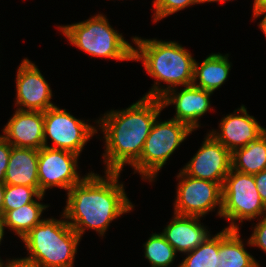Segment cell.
Listing matches in <instances>:
<instances>
[{
  "label": "cell",
  "instance_id": "obj_1",
  "mask_svg": "<svg viewBox=\"0 0 266 267\" xmlns=\"http://www.w3.org/2000/svg\"><path fill=\"white\" fill-rule=\"evenodd\" d=\"M105 174L106 177H101L88 173L67 192V205L62 216L80 237L86 228L103 236L113 219L134 207L124 192L123 184L118 183L120 172Z\"/></svg>",
  "mask_w": 266,
  "mask_h": 267
},
{
  "label": "cell",
  "instance_id": "obj_2",
  "mask_svg": "<svg viewBox=\"0 0 266 267\" xmlns=\"http://www.w3.org/2000/svg\"><path fill=\"white\" fill-rule=\"evenodd\" d=\"M162 109L160 98L143 96L127 109L111 110L97 120L99 129L105 134V172H121L124 165L133 166L139 160Z\"/></svg>",
  "mask_w": 266,
  "mask_h": 267
},
{
  "label": "cell",
  "instance_id": "obj_3",
  "mask_svg": "<svg viewBox=\"0 0 266 267\" xmlns=\"http://www.w3.org/2000/svg\"><path fill=\"white\" fill-rule=\"evenodd\" d=\"M133 41L138 47L134 48L133 60H142L146 71L156 79L145 97L160 98L178 85H192L195 59L179 43L141 37H133ZM159 81L167 83L168 87L159 88Z\"/></svg>",
  "mask_w": 266,
  "mask_h": 267
},
{
  "label": "cell",
  "instance_id": "obj_4",
  "mask_svg": "<svg viewBox=\"0 0 266 267\" xmlns=\"http://www.w3.org/2000/svg\"><path fill=\"white\" fill-rule=\"evenodd\" d=\"M80 239L66 219H44L22 237L30 253L25 259L42 267H73Z\"/></svg>",
  "mask_w": 266,
  "mask_h": 267
},
{
  "label": "cell",
  "instance_id": "obj_5",
  "mask_svg": "<svg viewBox=\"0 0 266 267\" xmlns=\"http://www.w3.org/2000/svg\"><path fill=\"white\" fill-rule=\"evenodd\" d=\"M71 44L94 57L133 60L134 47L124 40L102 14L87 21L59 26Z\"/></svg>",
  "mask_w": 266,
  "mask_h": 267
},
{
  "label": "cell",
  "instance_id": "obj_6",
  "mask_svg": "<svg viewBox=\"0 0 266 267\" xmlns=\"http://www.w3.org/2000/svg\"><path fill=\"white\" fill-rule=\"evenodd\" d=\"M190 133L192 130L186 124L175 119L164 122L155 120L141 156L132 167L143 179L152 182L168 158Z\"/></svg>",
  "mask_w": 266,
  "mask_h": 267
},
{
  "label": "cell",
  "instance_id": "obj_7",
  "mask_svg": "<svg viewBox=\"0 0 266 267\" xmlns=\"http://www.w3.org/2000/svg\"><path fill=\"white\" fill-rule=\"evenodd\" d=\"M266 214L254 175L231 169L222 185L221 217L231 221L227 229H239L235 221L253 220Z\"/></svg>",
  "mask_w": 266,
  "mask_h": 267
},
{
  "label": "cell",
  "instance_id": "obj_8",
  "mask_svg": "<svg viewBox=\"0 0 266 267\" xmlns=\"http://www.w3.org/2000/svg\"><path fill=\"white\" fill-rule=\"evenodd\" d=\"M44 146L63 149L78 155L86 142L97 133L95 126L76 119L65 109L57 106L50 107L44 112ZM47 137L51 138L55 146L47 145Z\"/></svg>",
  "mask_w": 266,
  "mask_h": 267
},
{
  "label": "cell",
  "instance_id": "obj_9",
  "mask_svg": "<svg viewBox=\"0 0 266 267\" xmlns=\"http://www.w3.org/2000/svg\"><path fill=\"white\" fill-rule=\"evenodd\" d=\"M177 178L180 180L174 204L175 214L203 217L218 205V215H221L222 186L219 183L190 177L182 170Z\"/></svg>",
  "mask_w": 266,
  "mask_h": 267
},
{
  "label": "cell",
  "instance_id": "obj_10",
  "mask_svg": "<svg viewBox=\"0 0 266 267\" xmlns=\"http://www.w3.org/2000/svg\"><path fill=\"white\" fill-rule=\"evenodd\" d=\"M78 154L50 147L39 149L38 156V179L39 192L53 186L69 191L71 187L79 184L84 177H80L77 169Z\"/></svg>",
  "mask_w": 266,
  "mask_h": 267
},
{
  "label": "cell",
  "instance_id": "obj_11",
  "mask_svg": "<svg viewBox=\"0 0 266 267\" xmlns=\"http://www.w3.org/2000/svg\"><path fill=\"white\" fill-rule=\"evenodd\" d=\"M231 170V152L210 133L202 146L182 171L193 178L208 180L223 185Z\"/></svg>",
  "mask_w": 266,
  "mask_h": 267
},
{
  "label": "cell",
  "instance_id": "obj_12",
  "mask_svg": "<svg viewBox=\"0 0 266 267\" xmlns=\"http://www.w3.org/2000/svg\"><path fill=\"white\" fill-rule=\"evenodd\" d=\"M16 77V106H21L17 109L45 112L55 106L50 101L52 90L34 63L24 58Z\"/></svg>",
  "mask_w": 266,
  "mask_h": 267
},
{
  "label": "cell",
  "instance_id": "obj_13",
  "mask_svg": "<svg viewBox=\"0 0 266 267\" xmlns=\"http://www.w3.org/2000/svg\"><path fill=\"white\" fill-rule=\"evenodd\" d=\"M212 93L189 85L180 92H176V88L170 89L160 97V100L163 108L169 104H174L176 114L172 119L186 124L193 131L200 126L199 118L210 109Z\"/></svg>",
  "mask_w": 266,
  "mask_h": 267
},
{
  "label": "cell",
  "instance_id": "obj_14",
  "mask_svg": "<svg viewBox=\"0 0 266 267\" xmlns=\"http://www.w3.org/2000/svg\"><path fill=\"white\" fill-rule=\"evenodd\" d=\"M246 109L242 105L234 111V114L226 115L219 124L220 133L214 130L210 132L231 153L257 140L266 132V129L260 126L257 120L247 113Z\"/></svg>",
  "mask_w": 266,
  "mask_h": 267
},
{
  "label": "cell",
  "instance_id": "obj_15",
  "mask_svg": "<svg viewBox=\"0 0 266 267\" xmlns=\"http://www.w3.org/2000/svg\"><path fill=\"white\" fill-rule=\"evenodd\" d=\"M44 112L17 109L4 127L2 137L14 147H44Z\"/></svg>",
  "mask_w": 266,
  "mask_h": 267
},
{
  "label": "cell",
  "instance_id": "obj_16",
  "mask_svg": "<svg viewBox=\"0 0 266 267\" xmlns=\"http://www.w3.org/2000/svg\"><path fill=\"white\" fill-rule=\"evenodd\" d=\"M200 218L174 213L173 220L161 234L176 252L188 253L210 237L209 231L199 222Z\"/></svg>",
  "mask_w": 266,
  "mask_h": 267
},
{
  "label": "cell",
  "instance_id": "obj_17",
  "mask_svg": "<svg viewBox=\"0 0 266 267\" xmlns=\"http://www.w3.org/2000/svg\"><path fill=\"white\" fill-rule=\"evenodd\" d=\"M38 156L37 149L12 146L4 184L30 186L39 191Z\"/></svg>",
  "mask_w": 266,
  "mask_h": 267
},
{
  "label": "cell",
  "instance_id": "obj_18",
  "mask_svg": "<svg viewBox=\"0 0 266 267\" xmlns=\"http://www.w3.org/2000/svg\"><path fill=\"white\" fill-rule=\"evenodd\" d=\"M217 267H260L244 248L239 229H223L219 232Z\"/></svg>",
  "mask_w": 266,
  "mask_h": 267
},
{
  "label": "cell",
  "instance_id": "obj_19",
  "mask_svg": "<svg viewBox=\"0 0 266 267\" xmlns=\"http://www.w3.org/2000/svg\"><path fill=\"white\" fill-rule=\"evenodd\" d=\"M230 68L228 54L224 56L220 53H212L200 66L195 60L192 85L214 92L227 80Z\"/></svg>",
  "mask_w": 266,
  "mask_h": 267
},
{
  "label": "cell",
  "instance_id": "obj_20",
  "mask_svg": "<svg viewBox=\"0 0 266 267\" xmlns=\"http://www.w3.org/2000/svg\"><path fill=\"white\" fill-rule=\"evenodd\" d=\"M231 169L252 175L266 170V132L231 153Z\"/></svg>",
  "mask_w": 266,
  "mask_h": 267
},
{
  "label": "cell",
  "instance_id": "obj_21",
  "mask_svg": "<svg viewBox=\"0 0 266 267\" xmlns=\"http://www.w3.org/2000/svg\"><path fill=\"white\" fill-rule=\"evenodd\" d=\"M46 208L48 205L35 200L18 209L7 211L3 216L4 224L22 239L32 228L44 220L40 217Z\"/></svg>",
  "mask_w": 266,
  "mask_h": 267
},
{
  "label": "cell",
  "instance_id": "obj_22",
  "mask_svg": "<svg viewBox=\"0 0 266 267\" xmlns=\"http://www.w3.org/2000/svg\"><path fill=\"white\" fill-rule=\"evenodd\" d=\"M219 253V233L211 236L198 247L189 251L178 267H217Z\"/></svg>",
  "mask_w": 266,
  "mask_h": 267
},
{
  "label": "cell",
  "instance_id": "obj_23",
  "mask_svg": "<svg viewBox=\"0 0 266 267\" xmlns=\"http://www.w3.org/2000/svg\"><path fill=\"white\" fill-rule=\"evenodd\" d=\"M145 257L152 267H169L176 251L162 234H152L144 244Z\"/></svg>",
  "mask_w": 266,
  "mask_h": 267
},
{
  "label": "cell",
  "instance_id": "obj_24",
  "mask_svg": "<svg viewBox=\"0 0 266 267\" xmlns=\"http://www.w3.org/2000/svg\"><path fill=\"white\" fill-rule=\"evenodd\" d=\"M35 187L6 185L3 203V216L7 211L18 209L25 204L32 203L36 197L38 200L44 198Z\"/></svg>",
  "mask_w": 266,
  "mask_h": 267
},
{
  "label": "cell",
  "instance_id": "obj_25",
  "mask_svg": "<svg viewBox=\"0 0 266 267\" xmlns=\"http://www.w3.org/2000/svg\"><path fill=\"white\" fill-rule=\"evenodd\" d=\"M200 3H204V0H154V22H157L168 15L174 14L187 6Z\"/></svg>",
  "mask_w": 266,
  "mask_h": 267
},
{
  "label": "cell",
  "instance_id": "obj_26",
  "mask_svg": "<svg viewBox=\"0 0 266 267\" xmlns=\"http://www.w3.org/2000/svg\"><path fill=\"white\" fill-rule=\"evenodd\" d=\"M255 225L254 231L248 240V244L257 246L266 252V215Z\"/></svg>",
  "mask_w": 266,
  "mask_h": 267
},
{
  "label": "cell",
  "instance_id": "obj_27",
  "mask_svg": "<svg viewBox=\"0 0 266 267\" xmlns=\"http://www.w3.org/2000/svg\"><path fill=\"white\" fill-rule=\"evenodd\" d=\"M12 145L3 137L0 138V182L4 183Z\"/></svg>",
  "mask_w": 266,
  "mask_h": 267
},
{
  "label": "cell",
  "instance_id": "obj_28",
  "mask_svg": "<svg viewBox=\"0 0 266 267\" xmlns=\"http://www.w3.org/2000/svg\"><path fill=\"white\" fill-rule=\"evenodd\" d=\"M254 179L257 186V191L266 205V170H262L259 173L254 174Z\"/></svg>",
  "mask_w": 266,
  "mask_h": 267
},
{
  "label": "cell",
  "instance_id": "obj_29",
  "mask_svg": "<svg viewBox=\"0 0 266 267\" xmlns=\"http://www.w3.org/2000/svg\"><path fill=\"white\" fill-rule=\"evenodd\" d=\"M4 267H42L41 265L26 260L25 258L21 259H12L6 262Z\"/></svg>",
  "mask_w": 266,
  "mask_h": 267
},
{
  "label": "cell",
  "instance_id": "obj_30",
  "mask_svg": "<svg viewBox=\"0 0 266 267\" xmlns=\"http://www.w3.org/2000/svg\"><path fill=\"white\" fill-rule=\"evenodd\" d=\"M266 10V0H254L253 4V17L258 13Z\"/></svg>",
  "mask_w": 266,
  "mask_h": 267
},
{
  "label": "cell",
  "instance_id": "obj_31",
  "mask_svg": "<svg viewBox=\"0 0 266 267\" xmlns=\"http://www.w3.org/2000/svg\"><path fill=\"white\" fill-rule=\"evenodd\" d=\"M6 185L0 182V218H3V203H4V193Z\"/></svg>",
  "mask_w": 266,
  "mask_h": 267
},
{
  "label": "cell",
  "instance_id": "obj_32",
  "mask_svg": "<svg viewBox=\"0 0 266 267\" xmlns=\"http://www.w3.org/2000/svg\"><path fill=\"white\" fill-rule=\"evenodd\" d=\"M264 14L265 16L263 17L262 21H260L259 26L262 29L261 31H263L266 36V10L258 13L254 18L260 17L261 15H264Z\"/></svg>",
  "mask_w": 266,
  "mask_h": 267
},
{
  "label": "cell",
  "instance_id": "obj_33",
  "mask_svg": "<svg viewBox=\"0 0 266 267\" xmlns=\"http://www.w3.org/2000/svg\"><path fill=\"white\" fill-rule=\"evenodd\" d=\"M4 220L3 218H0V244H1V241L3 240V235H4Z\"/></svg>",
  "mask_w": 266,
  "mask_h": 267
},
{
  "label": "cell",
  "instance_id": "obj_34",
  "mask_svg": "<svg viewBox=\"0 0 266 267\" xmlns=\"http://www.w3.org/2000/svg\"><path fill=\"white\" fill-rule=\"evenodd\" d=\"M225 2V1H227V0H204V2ZM228 1H230V0H228Z\"/></svg>",
  "mask_w": 266,
  "mask_h": 267
},
{
  "label": "cell",
  "instance_id": "obj_35",
  "mask_svg": "<svg viewBox=\"0 0 266 267\" xmlns=\"http://www.w3.org/2000/svg\"><path fill=\"white\" fill-rule=\"evenodd\" d=\"M5 264L2 262V260L0 259V267H4Z\"/></svg>",
  "mask_w": 266,
  "mask_h": 267
}]
</instances>
